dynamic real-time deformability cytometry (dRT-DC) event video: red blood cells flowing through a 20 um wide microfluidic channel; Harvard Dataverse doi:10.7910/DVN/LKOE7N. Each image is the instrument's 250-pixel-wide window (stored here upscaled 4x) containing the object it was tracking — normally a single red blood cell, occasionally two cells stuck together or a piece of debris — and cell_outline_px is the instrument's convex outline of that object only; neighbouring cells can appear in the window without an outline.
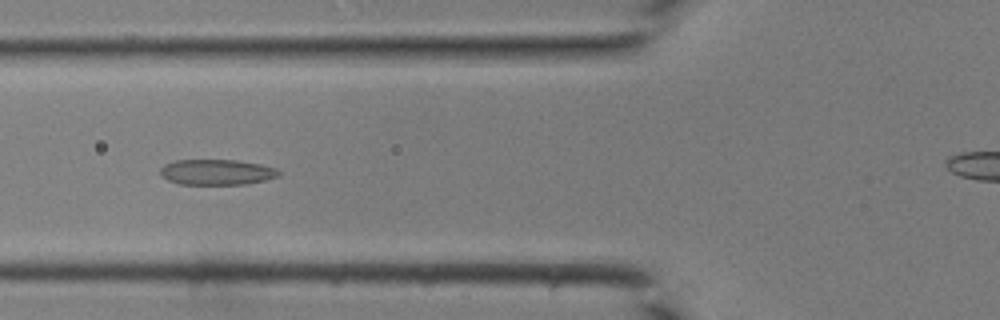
{"species": "common noctule bat (a hibernating species)", "species_latin": "Nyctalus noctula", "temperature_condition": "room temperature", "stored_images_in_passage": 35, "camera_frame_rate_fps": 3000, "um_per_image_px": 0.085, "animal": {"sex": "male", "body_mass_g": 19.0, "forearm_length_mm": 50.8}, "frame": {"image": 1, "passage_image": 8, "time_ms": 2.333, "image_size_px": [1000, 320], "cell_outline_px": [[280, 176], [248, 184], [180, 184], [168, 180], [160, 176], [160, 168], [164, 164], [176, 160], [236, 160], [260, 164], [276, 168], [280, 172]], "centroid_in_image_um": [18.41, 14.63], "position_along_channel_um": 107.4, "area_um2": 17.69}}
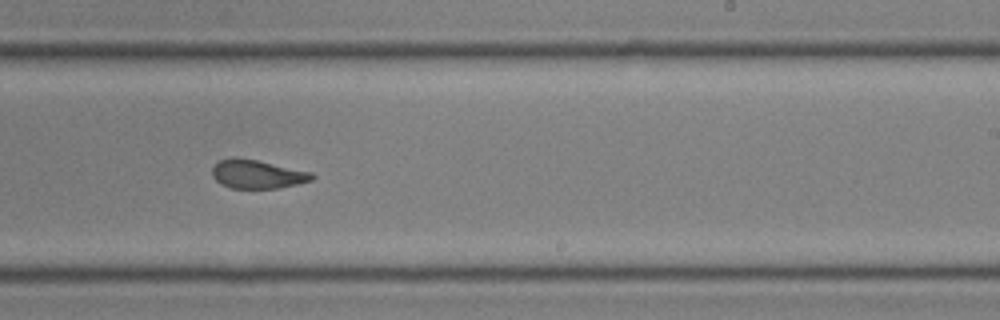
{"frame": {"image": 2, "passage_image": 18, "time_ms": 5.667, "image_size_px": [1000, 320], "cell_outline_px": [[316, 176], [312, 180], [280, 188], [232, 188], [220, 184], [212, 176], [212, 168], [220, 160], [236, 156], [256, 160], [312, 172]], "centroid_in_image_um": [21.86, 14.8], "position_along_channel_um": 267.1, "area_um2": 16.65}}
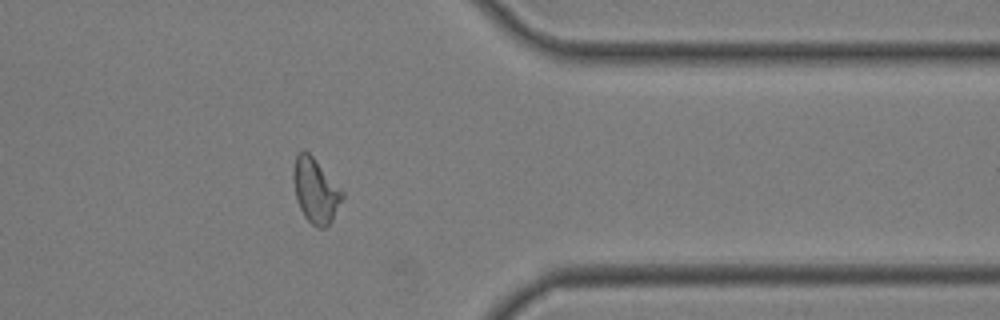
{"frame": {"image": 3, "passage_image": 26, "time_ms": 8.333, "image_size_px": [1000, 320], "cell_outline_px": [[344, 196], [332, 220], [324, 228], [316, 228], [304, 216], [296, 200], [292, 176], [292, 172], [296, 156], [300, 152], [308, 152], [312, 156], [344, 192]], "centroid_in_image_um": [26.81, 16.22], "position_along_channel_um": 384.6, "area_um2": 18.21}}